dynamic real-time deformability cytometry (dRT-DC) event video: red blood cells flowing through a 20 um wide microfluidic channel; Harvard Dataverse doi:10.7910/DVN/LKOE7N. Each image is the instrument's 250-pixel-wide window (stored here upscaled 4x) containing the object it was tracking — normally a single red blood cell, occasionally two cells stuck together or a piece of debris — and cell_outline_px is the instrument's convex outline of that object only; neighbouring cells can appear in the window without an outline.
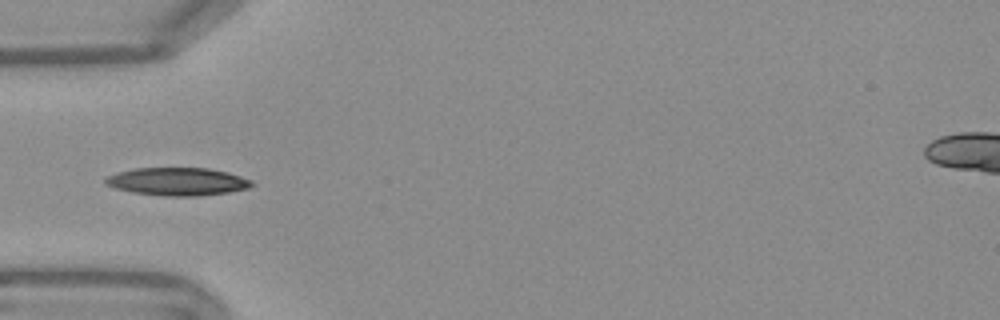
{"species": "Egyptian fruit bat (a non-hibernating species)", "species_latin": "Rousettus aegyptiacus", "temperature_condition": "warm", "stored_images_in_passage": 36, "camera_frame_rate_fps": 3000, "um_per_image_px": 0.085, "frame": {"image": 1, "passage_image": 1, "time_ms": 0.0, "image_size_px": [1000, 320], "cell_outline_px": [[256, 184], [248, 188], [228, 192], [200, 196], [164, 196], [132, 192], [116, 188], [104, 184], [104, 180], [108, 176], [116, 172], [132, 168], [208, 168], [228, 172], [252, 180]], "centroid_in_image_um": [15.09, 15.43], "position_along_channel_um": 69.9, "area_um2": 23.93}, "authors_computed_cell_mechanics": {"area_um2": 20.9236, "velocity_mm_per_s": 3.7703, "shape_relaxation_time_tau1_ms": 2.6267, "shape_relaxation_time_tau2_ms": 2.7261, "deformation_change_tau1": 0.1064, "deformation_change_tau2": 0.0924}}